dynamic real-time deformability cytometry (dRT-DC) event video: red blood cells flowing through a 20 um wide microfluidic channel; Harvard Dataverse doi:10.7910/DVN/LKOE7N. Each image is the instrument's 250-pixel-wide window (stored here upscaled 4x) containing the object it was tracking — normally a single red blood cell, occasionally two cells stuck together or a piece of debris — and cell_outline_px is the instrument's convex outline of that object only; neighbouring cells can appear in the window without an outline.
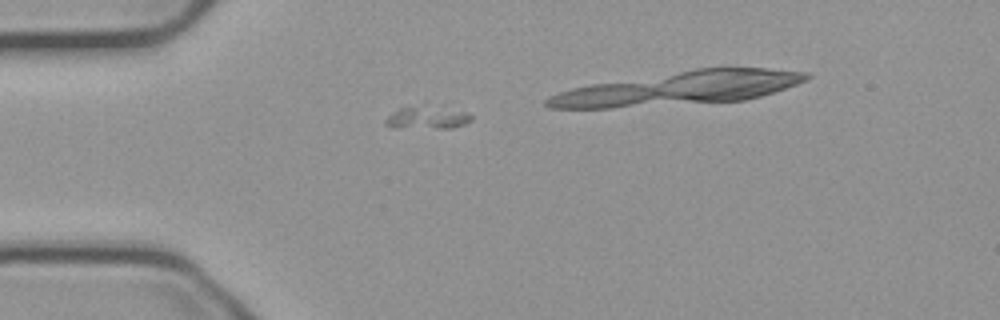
{"species": "common noctule bat (a hibernating species)", "species_latin": "Nyctalus noctula", "temperature_condition": "cold", "stored_images_in_passage": 36, "camera_frame_rate_fps": 3000, "um_per_image_px": 0.085, "animal": {"sex": "male", "body_mass_g": 23.1, "forearm_length_mm": 52.7}, "frame": {"image": 1, "passage_image": 6, "time_ms": 1.667, "image_size_px": [1000, 320], "cell_outline_px": [[472, 120], [464, 124], [452, 128], [392, 128], [384, 124], [384, 120], [392, 112], [400, 108], [416, 104], [468, 112], [472, 116]], "centroid_in_image_um": [36.26, 10.0], "position_along_channel_um": 48.7, "area_um2": 11.56}}
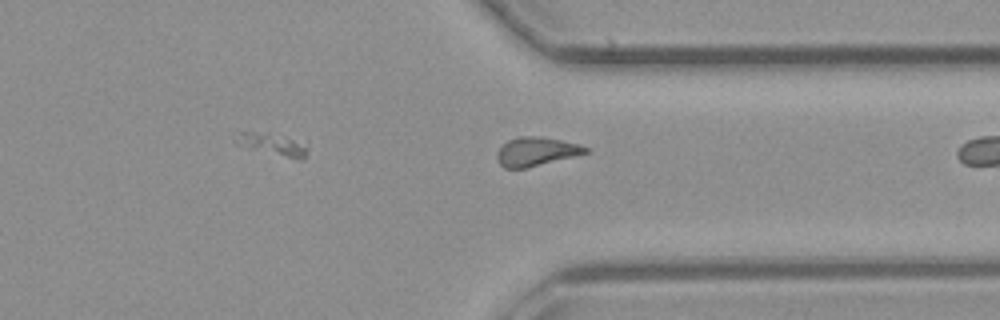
{"frame": {"image": 2, "passage_image": 36, "time_ms": 11.667, "image_size_px": [1000, 320], "cell_outline_px": [[588, 152], [524, 168], [504, 168], [500, 164], [496, 156], [500, 148], [508, 140], [516, 136], [540, 136], [580, 144], [588, 148]], "centroid_in_image_um": [45.54, 12.86], "position_along_channel_um": 365.9, "area_um2": 14.51}}